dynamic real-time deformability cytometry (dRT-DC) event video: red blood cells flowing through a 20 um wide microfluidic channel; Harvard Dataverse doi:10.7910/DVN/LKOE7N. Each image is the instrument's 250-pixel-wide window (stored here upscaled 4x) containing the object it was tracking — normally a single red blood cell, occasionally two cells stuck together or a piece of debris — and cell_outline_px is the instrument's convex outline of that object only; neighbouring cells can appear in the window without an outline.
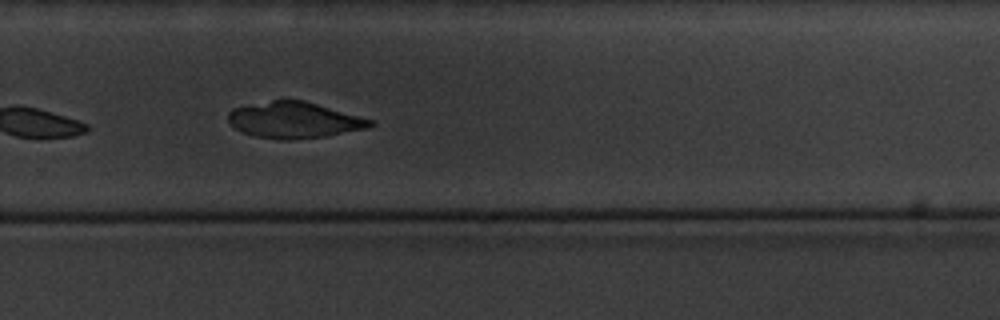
{"species": "common noctule bat (a hibernating species)", "species_latin": "Nyctalus noctula", "temperature_condition": "cold", "stored_images_in_passage": 18, "camera_frame_rate_fps": 3000, "um_per_image_px": 0.085, "animal": {"sex": "male", "body_mass_g": 20.1, "forearm_length_mm": 53.5}, "frame": {"image": 1, "passage_image": 12, "time_ms": 12.667, "image_size_px": [1000, 320], "cell_outline_px": [[376, 124], [368, 128], [324, 136], [288, 140], [280, 140], [252, 136], [236, 128], [228, 120], [228, 112], [232, 108], [272, 100], [304, 100], [376, 120]], "centroid_in_image_um": [25.04, 10.2], "position_along_channel_um": 304.8, "area_um2": 30.0}}